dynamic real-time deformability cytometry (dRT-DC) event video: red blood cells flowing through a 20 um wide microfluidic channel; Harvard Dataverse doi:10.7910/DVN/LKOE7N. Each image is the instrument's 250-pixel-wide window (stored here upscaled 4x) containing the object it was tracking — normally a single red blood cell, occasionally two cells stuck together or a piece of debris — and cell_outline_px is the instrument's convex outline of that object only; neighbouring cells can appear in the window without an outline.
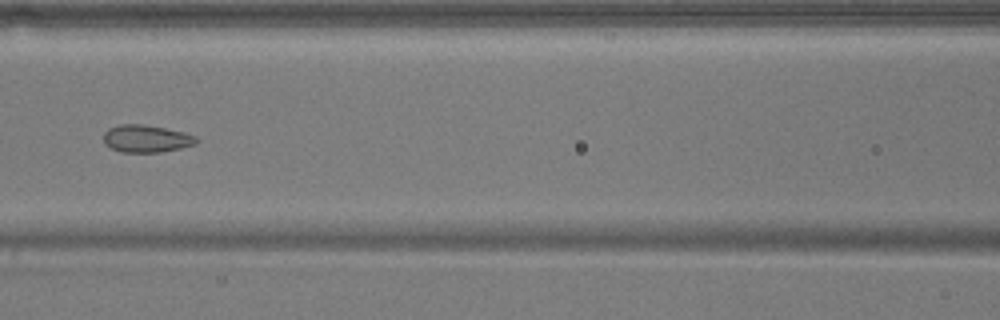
{"species": "common noctule bat (a hibernating species)", "species_latin": "Nyctalus noctula", "temperature_condition": "warm", "stored_images_in_passage": 5, "camera_frame_rate_fps": 3000, "um_per_image_px": 0.085, "animal": {"sex": "male", "body_mass_g": 17.9}, "frame": {"image": 1, "passage_image": 5, "time_ms": 4.667, "image_size_px": [1000, 320], "cell_outline_px": [[200, 140], [196, 144], [180, 148], [160, 152], [120, 152], [104, 144], [104, 132], [108, 128], [120, 124], [144, 124], [184, 132], [196, 136]], "centroid_in_image_um": [12.44, 11.78], "position_along_channel_um": 154.2, "area_um2": 14.91}}